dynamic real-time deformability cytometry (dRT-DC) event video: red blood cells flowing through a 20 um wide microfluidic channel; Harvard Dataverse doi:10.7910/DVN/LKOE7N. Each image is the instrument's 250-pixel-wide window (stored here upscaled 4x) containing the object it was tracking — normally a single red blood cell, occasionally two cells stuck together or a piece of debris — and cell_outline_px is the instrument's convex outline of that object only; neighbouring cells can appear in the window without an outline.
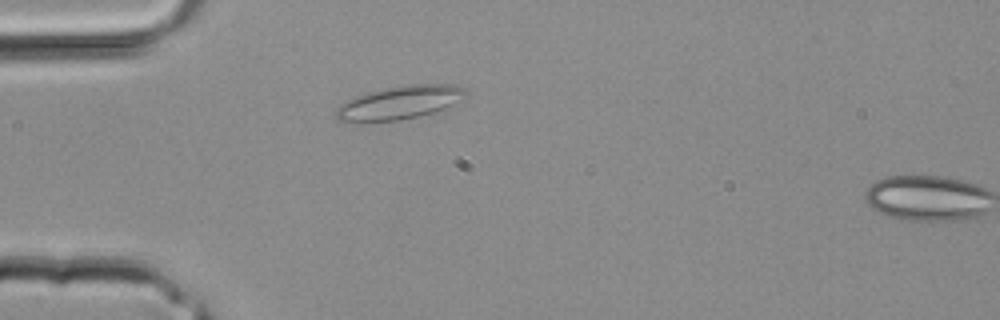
{"species": "common noctule bat (a hibernating species)", "species_latin": "Nyctalus noctula", "temperature_condition": "room temperature", "stored_images_in_passage": 2, "segment_of_instrument_passage": [1, 2], "camera_frame_rate_fps": 3000, "um_per_image_px": 0.085, "animal": {"sex": "male", "body_mass_g": 20.4}, "frame": {"image": 1, "passage_image": 1, "time_ms": 0.0, "image_size_px": [1000, 320], "cell_outline_px": [[468, 96], [444, 108], [432, 112], [400, 120], [364, 124], [356, 124], [336, 120], [336, 108], [348, 100], [356, 96], [368, 92], [408, 84], [452, 84], [464, 88], [468, 92]], "centroid_in_image_um": [33.91, 8.75], "position_along_channel_um": 51.1, "area_um2": 25.55}}